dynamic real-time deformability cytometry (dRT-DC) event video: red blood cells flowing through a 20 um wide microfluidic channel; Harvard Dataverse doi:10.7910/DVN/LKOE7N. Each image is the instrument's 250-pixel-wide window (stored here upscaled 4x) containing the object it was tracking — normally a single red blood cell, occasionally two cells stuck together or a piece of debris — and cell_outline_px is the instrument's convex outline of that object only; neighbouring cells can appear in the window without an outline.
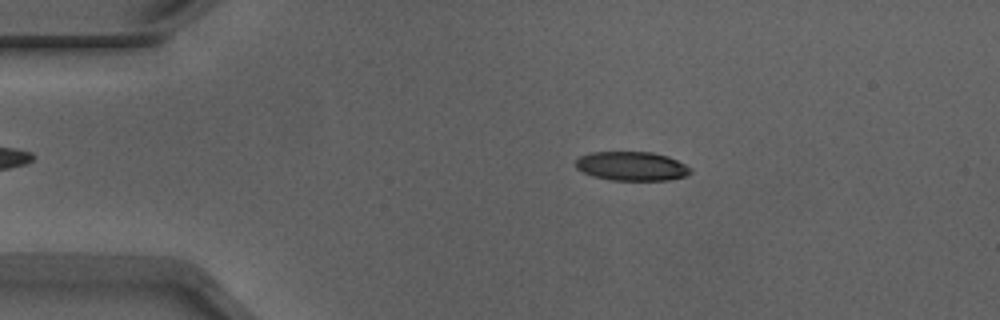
{"species": "Egyptian fruit bat (a non-hibernating species)", "species_latin": "Rousettus aegyptiacus", "temperature_condition": "warm", "stored_images_in_passage": 51, "camera_frame_rate_fps": 3000, "um_per_image_px": 0.085, "animal": {"sex": "male"}, "frame": {"image": 1, "passage_image": 8, "time_ms": 2.333, "image_size_px": [1000, 320], "cell_outline_px": [[692, 172], [684, 176], [668, 180], [612, 180], [592, 176], [576, 168], [576, 160], [580, 156], [592, 152], [652, 152], [668, 156], [692, 168]], "centroid_in_image_um": [53.7, 14.12], "position_along_channel_um": 31.3, "area_um2": 19.36}}
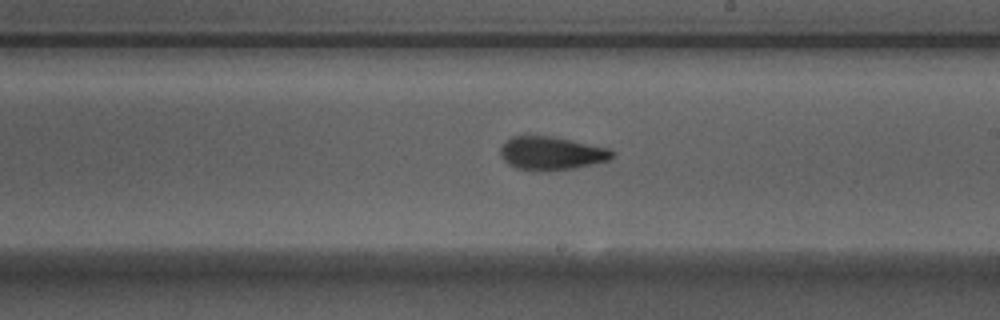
{"frame": {"image": 2, "passage_image": 28, "time_ms": 9.0, "image_size_px": [1000, 320], "cell_outline_px": [[616, 152], [608, 160], [592, 164], [572, 168], [544, 172], [532, 172], [516, 168], [508, 164], [504, 160], [500, 152], [500, 148], [512, 136], [548, 136], [608, 148]], "centroid_in_image_um": [46.83, 13.06], "position_along_channel_um": 242.2, "area_um2": 21.56}}
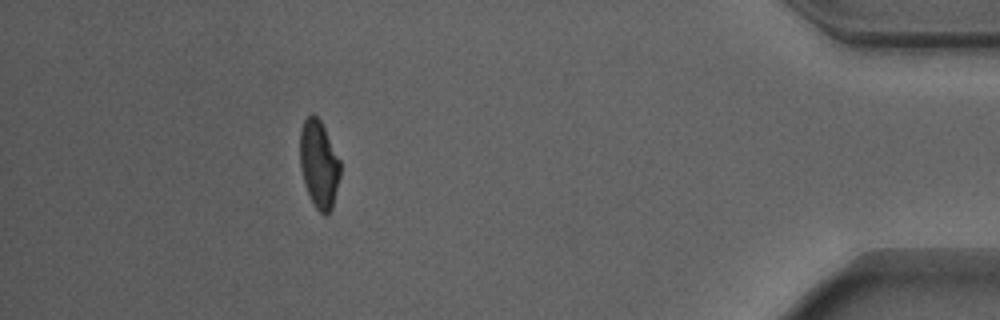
{"frame": {"image": 3, "passage_image": 45, "time_ms": 14.667, "image_size_px": [1000, 320], "cell_outline_px": [[340, 176], [332, 208], [324, 216], [316, 208], [308, 192], [300, 168], [300, 128], [304, 120], [312, 112], [320, 120], [340, 160]], "centroid_in_image_um": [27.1, 13.93], "position_along_channel_um": 408.1, "area_um2": 20.35}, "authors_computed_cell_mechanics": {"area_um2": 20.8658, "velocity_mm_per_s": 3.9253, "shape_relaxation_time_tau1_ms": 4.5753, "shape_relaxation_time_tau2_ms": 2.1693, "deformation_change_tau1": 0.1643, "deformation_change_tau2": 0.084}}